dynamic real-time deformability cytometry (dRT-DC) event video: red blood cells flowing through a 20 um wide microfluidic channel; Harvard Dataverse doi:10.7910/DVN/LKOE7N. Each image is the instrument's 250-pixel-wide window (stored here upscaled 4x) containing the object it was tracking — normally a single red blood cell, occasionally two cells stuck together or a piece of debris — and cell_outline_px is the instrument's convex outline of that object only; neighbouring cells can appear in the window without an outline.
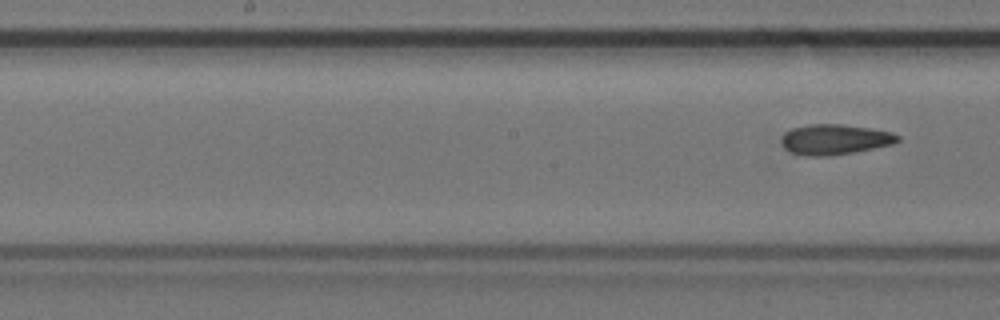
{"species": "common noctule bat (a hibernating species)", "species_latin": "Nyctalus noctula", "temperature_condition": "cold", "stored_images_in_passage": 7, "segment_of_instrument_passage": [2, 2], "camera_frame_rate_fps": 3000, "um_per_image_px": 0.085, "animal": {"sex": "female", "body_mass_g": 24.6, "forearm_length_mm": 56.2}, "frame": {"image": 1, "passage_image": 7, "time_ms": 2.0, "image_size_px": [1000, 320], "cell_outline_px": [[900, 140], [892, 144], [852, 152], [828, 156], [808, 156], [792, 152], [784, 148], [780, 140], [784, 132], [792, 128], [808, 124], [840, 124], [868, 128], [892, 132], [900, 136]], "centroid_in_image_um": [70.92, 11.84], "position_along_channel_um": 177.3, "area_um2": 20.4}}